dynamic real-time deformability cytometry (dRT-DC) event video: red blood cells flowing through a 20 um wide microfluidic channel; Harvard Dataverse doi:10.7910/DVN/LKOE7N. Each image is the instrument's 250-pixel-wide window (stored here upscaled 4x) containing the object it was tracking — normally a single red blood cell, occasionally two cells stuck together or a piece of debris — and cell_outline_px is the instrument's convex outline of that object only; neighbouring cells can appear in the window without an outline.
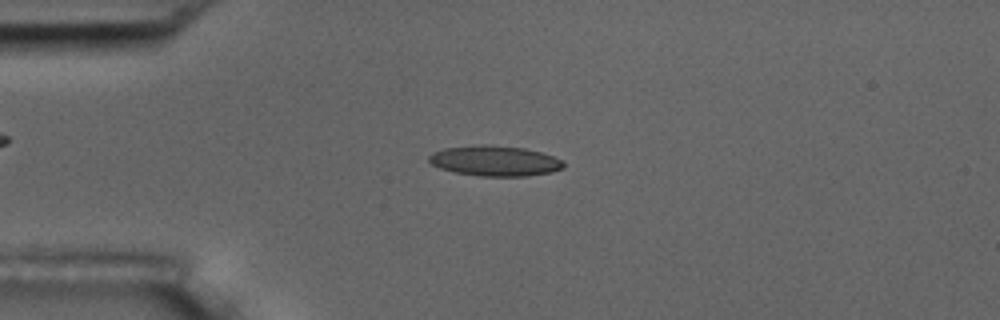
{"species": "common noctule bat (a hibernating species)", "species_latin": "Nyctalus noctula", "temperature_condition": "room temperature", "stored_images_in_passage": 3, "camera_frame_rate_fps": 3000, "um_per_image_px": 0.085, "animal": {"sex": "male", "body_mass_g": 17.5, "forearm_length_mm": 52.3}, "frame": {"image": 1, "passage_image": 3, "time_ms": 0.667, "image_size_px": [1000, 320], "cell_outline_px": [[564, 168], [552, 172], [528, 176], [480, 176], [456, 172], [440, 168], [432, 164], [428, 160], [428, 156], [432, 152], [444, 148], [484, 144], [524, 148], [540, 152], [552, 156], [560, 160], [564, 164]], "centroid_in_image_um": [42.05, 13.67], "position_along_channel_um": 43.0, "area_um2": 23.7}}